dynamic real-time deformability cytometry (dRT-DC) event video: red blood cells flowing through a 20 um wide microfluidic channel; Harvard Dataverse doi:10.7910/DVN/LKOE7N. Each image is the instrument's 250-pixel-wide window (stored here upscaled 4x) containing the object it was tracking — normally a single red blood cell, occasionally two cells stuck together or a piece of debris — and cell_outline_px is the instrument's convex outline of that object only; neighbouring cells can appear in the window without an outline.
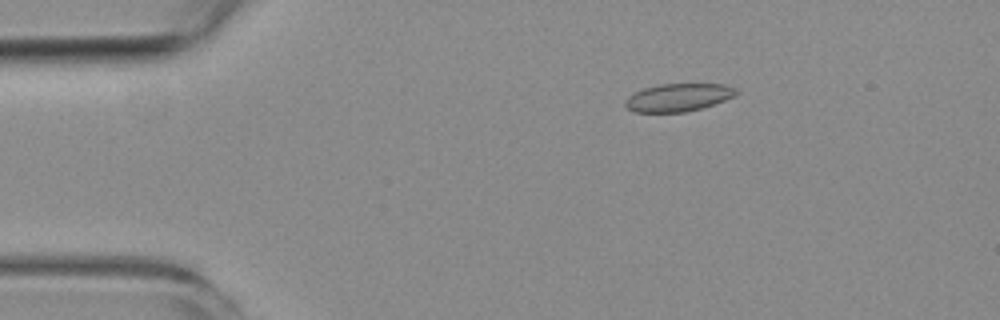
{"species": "common noctule bat (a hibernating species)", "species_latin": "Nyctalus noctula", "temperature_condition": "room temperature", "stored_images_in_passage": 4, "camera_frame_rate_fps": 3000, "um_per_image_px": 0.085, "animal": {"sex": "female", "body_mass_g": 19.3, "forearm_length_mm": 54.1}, "frame": {"image": 1, "passage_image": 2, "time_ms": 2.0, "image_size_px": [1000, 320], "cell_outline_px": [[740, 92], [736, 96], [700, 108], [684, 112], [636, 112], [628, 108], [624, 104], [624, 100], [628, 96], [644, 88], [660, 84], [724, 84], [736, 88]], "centroid_in_image_um": [57.67, 8.27], "position_along_channel_um": 27.3, "area_um2": 17.92}}
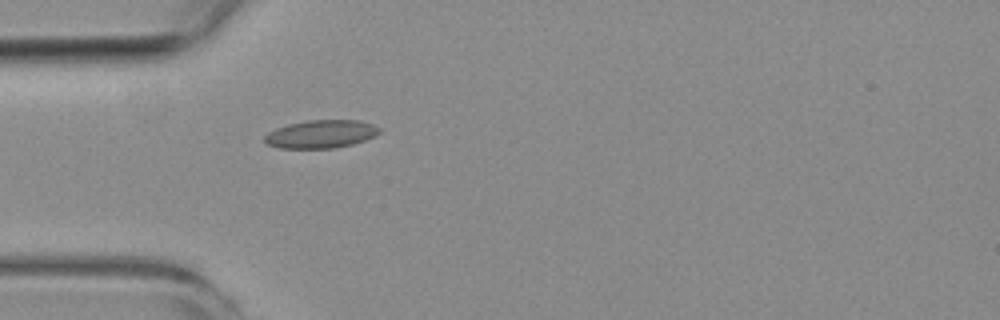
{"frame": {"image": 2, "passage_image": 4, "time_ms": 4.333, "image_size_px": [1000, 320], "cell_outline_px": [[380, 132], [376, 136], [352, 144], [336, 148], [280, 148], [268, 144], [264, 140], [264, 136], [268, 132], [276, 128], [288, 124], [308, 120], [360, 120], [372, 124], [380, 128]], "centroid_in_image_um": [27.29, 11.39], "position_along_channel_um": 57.7, "area_um2": 18.79}}